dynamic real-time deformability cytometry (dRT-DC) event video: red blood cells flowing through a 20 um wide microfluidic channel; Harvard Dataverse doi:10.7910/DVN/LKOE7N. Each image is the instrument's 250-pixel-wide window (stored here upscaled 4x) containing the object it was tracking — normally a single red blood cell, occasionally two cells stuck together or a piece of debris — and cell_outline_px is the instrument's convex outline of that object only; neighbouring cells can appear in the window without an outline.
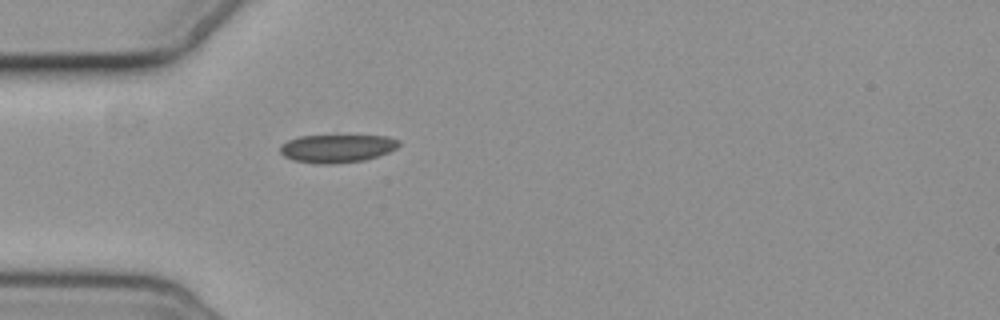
{"species": "common noctule bat (a hibernating species)", "species_latin": "Nyctalus noctula", "temperature_condition": "cold", "stored_images_in_passage": 1, "camera_frame_rate_fps": 3000, "um_per_image_px": 0.085, "animal": {"sex": "female", "body_mass_g": 19.3, "forearm_length_mm": 54.1}, "frame": {"image": 1, "passage_image": 1, "time_ms": 0.0, "image_size_px": [1000, 320], "cell_outline_px": [[400, 144], [396, 148], [388, 152], [364, 160], [332, 164], [312, 164], [292, 160], [284, 156], [280, 152], [280, 144], [288, 140], [300, 136], [388, 136], [400, 140]], "centroid_in_image_um": [28.61, 12.62], "position_along_channel_um": 56.4, "area_um2": 19.48}}